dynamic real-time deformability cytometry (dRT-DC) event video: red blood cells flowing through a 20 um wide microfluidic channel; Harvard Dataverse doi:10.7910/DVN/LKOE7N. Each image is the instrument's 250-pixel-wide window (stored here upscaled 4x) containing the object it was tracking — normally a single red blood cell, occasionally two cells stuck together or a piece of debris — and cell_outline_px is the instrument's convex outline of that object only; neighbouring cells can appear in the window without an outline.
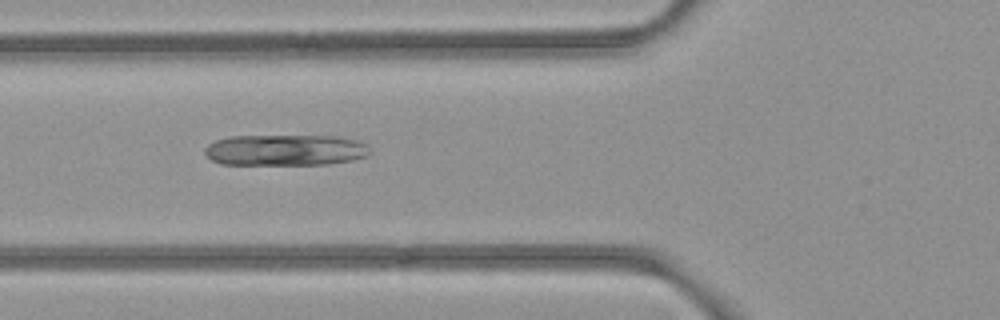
{"species": "common noctule bat (a hibernating species)", "species_latin": "Nyctalus noctula", "temperature_condition": "room temperature", "stored_images_in_passage": 8, "camera_frame_rate_fps": 3000, "um_per_image_px": 0.085, "animal": {"sex": "female", "body_mass_g": 21.9}, "frame": {"image": 1, "passage_image": 6, "time_ms": 1.667, "image_size_px": [1000, 320], "cell_outline_px": [[372, 152], [368, 156], [352, 160], [328, 164], [220, 164], [212, 160], [204, 152], [204, 148], [208, 144], [216, 140], [232, 136], [340, 136], [360, 140], [368, 144]], "centroid_in_image_um": [24.32, 12.75], "position_along_channel_um": 101.5, "area_um2": 30.23}}
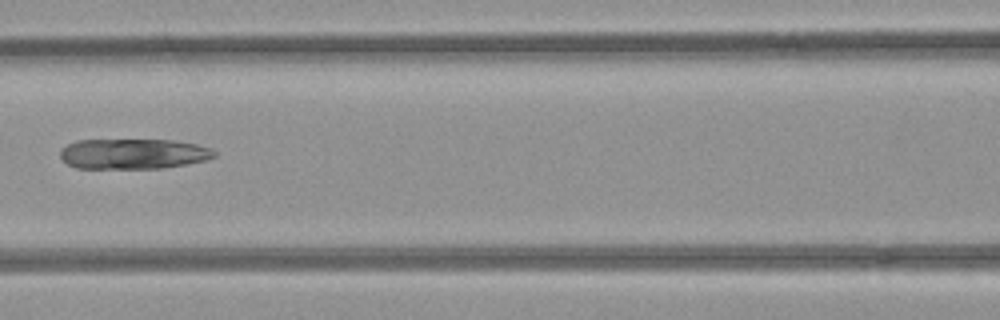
{"frame": {"image": 2, "passage_image": 7, "time_ms": 2.0, "image_size_px": [1000, 320], "cell_outline_px": [[216, 156], [204, 160], [184, 164], [160, 168], [76, 168], [68, 164], [60, 156], [60, 148], [76, 140], [172, 140], [196, 144], [208, 148], [216, 152]], "centroid_in_image_um": [11.28, 13.07], "position_along_channel_um": 155.3, "area_um2": 26.99}}
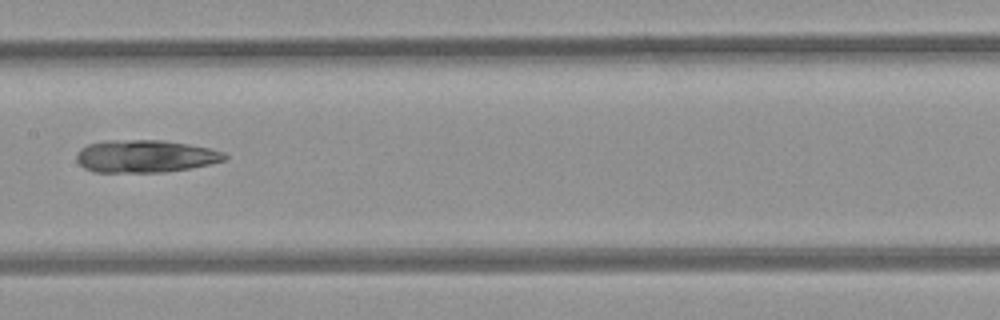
{"frame": {"image": 3, "passage_image": 8, "time_ms": 2.333, "image_size_px": [1000, 320], "cell_outline_px": [[228, 160], [188, 168], [164, 172], [92, 172], [84, 168], [76, 160], [76, 152], [80, 148], [88, 144], [104, 140], [164, 140], [188, 144], [208, 148], [224, 152], [228, 156]], "centroid_in_image_um": [12.31, 13.27], "position_along_channel_um": 195.1, "area_um2": 28.26}}